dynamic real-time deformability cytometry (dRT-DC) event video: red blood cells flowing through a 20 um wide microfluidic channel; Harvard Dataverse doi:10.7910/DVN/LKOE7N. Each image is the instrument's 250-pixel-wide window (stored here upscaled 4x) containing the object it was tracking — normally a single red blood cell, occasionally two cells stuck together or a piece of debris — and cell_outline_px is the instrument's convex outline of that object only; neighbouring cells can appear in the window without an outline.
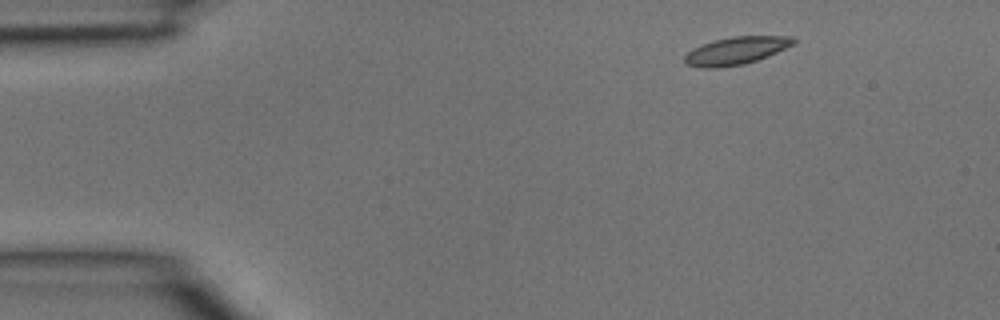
{"species": "common noctule bat (a hibernating species)", "species_latin": "Nyctalus noctula", "temperature_condition": "room temperature", "stored_images_in_passage": 3, "camera_frame_rate_fps": 3000, "um_per_image_px": 0.085, "animal": {"sex": "male", "body_mass_g": 15.6}, "frame": {"image": 1, "passage_image": 1, "time_ms": 0.0, "image_size_px": [1000, 320], "cell_outline_px": [[796, 44], [768, 56], [744, 64], [720, 68], [700, 68], [684, 64], [684, 56], [692, 48], [716, 40], [732, 36], [792, 36], [796, 40]], "centroid_in_image_um": [62.57, 4.32], "position_along_channel_um": 22.4, "area_um2": 17.69}}
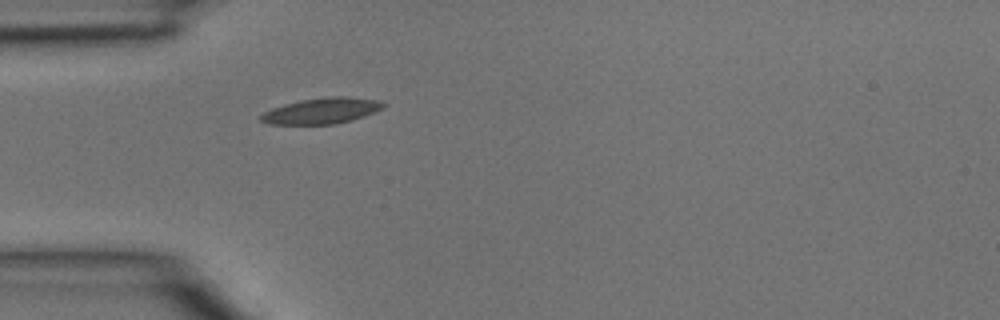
{"frame": {"image": 2, "passage_image": 3, "time_ms": 0.667, "image_size_px": [1000, 320], "cell_outline_px": [[384, 108], [364, 116], [352, 120], [332, 124], [268, 124], [260, 120], [260, 116], [264, 112], [272, 108], [284, 104], [300, 100], [328, 96], [348, 96], [380, 100], [384, 104]], "centroid_in_image_um": [27.36, 9.41], "position_along_channel_um": 57.6, "area_um2": 18.5}}